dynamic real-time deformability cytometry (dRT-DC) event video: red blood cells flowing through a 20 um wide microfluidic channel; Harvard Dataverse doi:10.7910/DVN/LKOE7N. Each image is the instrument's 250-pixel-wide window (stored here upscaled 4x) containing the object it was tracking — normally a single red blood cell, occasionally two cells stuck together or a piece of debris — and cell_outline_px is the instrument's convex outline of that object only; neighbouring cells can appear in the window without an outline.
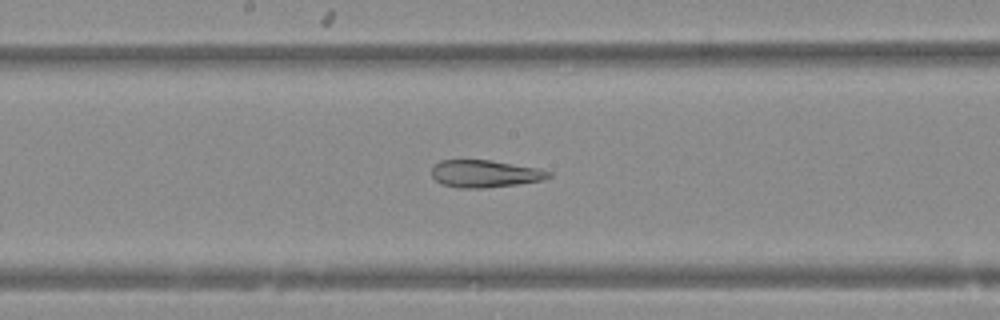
{"species": "Egyptian fruit bat (a non-hibernating species)", "species_latin": "Rousettus aegyptiacus", "temperature_condition": "warm", "stored_images_in_passage": 43, "camera_frame_rate_fps": 3000, "um_per_image_px": 0.085, "animal": {"sex": "female"}, "frame": {"image": 1, "passage_image": 18, "time_ms": 5.667, "image_size_px": [1000, 320], "cell_outline_px": [[552, 176], [540, 180], [516, 184], [484, 188], [460, 188], [440, 184], [432, 176], [432, 164], [440, 160], [492, 160], [540, 168], [552, 172]], "centroid_in_image_um": [41.2, 14.75], "position_along_channel_um": 207.0, "area_um2": 18.79}}
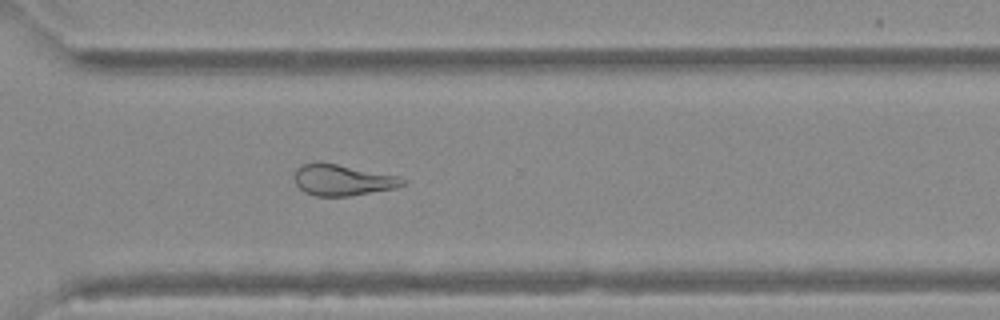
{"frame": {"image": 2, "passage_image": 28, "time_ms": 9.0, "image_size_px": [1000, 320], "cell_outline_px": [[408, 180], [404, 184], [396, 188], [348, 196], [316, 196], [304, 192], [296, 184], [296, 168], [304, 164], [320, 160], [400, 176]], "centroid_in_image_um": [29.14, 15.28], "position_along_channel_um": 341.5, "area_um2": 19.88}}
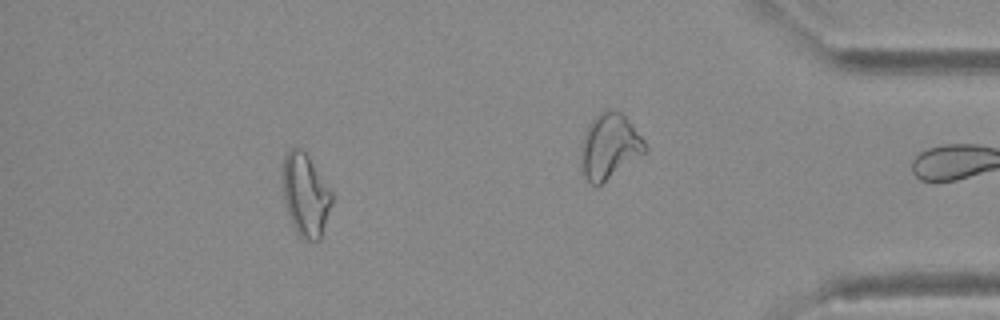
{"frame": {"image": 3, "passage_image": 37, "time_ms": 12.0, "image_size_px": [1000, 320], "cell_outline_px": [[332, 204], [320, 240], [308, 240], [300, 236], [296, 232], [292, 224], [284, 200], [284, 156], [288, 148], [300, 148], [308, 156], [332, 192]], "centroid_in_image_um": [25.98, 16.58], "position_along_channel_um": 409.2, "area_um2": 23.24}}